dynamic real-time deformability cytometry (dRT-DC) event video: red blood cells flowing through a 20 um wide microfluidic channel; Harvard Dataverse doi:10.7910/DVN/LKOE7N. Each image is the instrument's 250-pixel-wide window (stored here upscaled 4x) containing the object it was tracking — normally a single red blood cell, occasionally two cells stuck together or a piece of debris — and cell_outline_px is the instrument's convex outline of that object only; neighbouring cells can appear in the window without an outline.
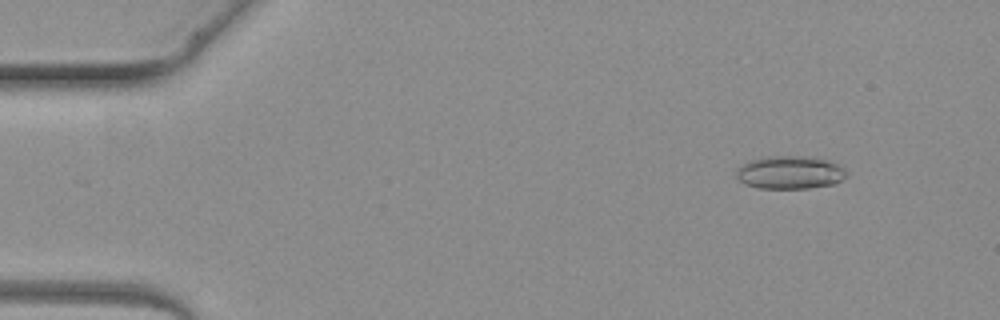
{"species": "common noctule bat (a hibernating species)", "species_latin": "Nyctalus noctula", "temperature_condition": "warm", "stored_images_in_passage": 4, "camera_frame_rate_fps": 3000, "um_per_image_px": 0.085, "animal": {"sex": "female", "body_mass_g": 19.3, "forearm_length_mm": 54.1}, "frame": {"image": 1, "passage_image": 2, "time_ms": 1.0, "image_size_px": [1000, 320], "cell_outline_px": [[848, 176], [832, 184], [808, 188], [760, 188], [744, 184], [736, 176], [736, 172], [748, 160], [764, 156], [804, 156], [824, 160], [840, 164], [848, 172]], "centroid_in_image_um": [67.15, 14.65], "position_along_channel_um": 17.8, "area_um2": 21.15}}
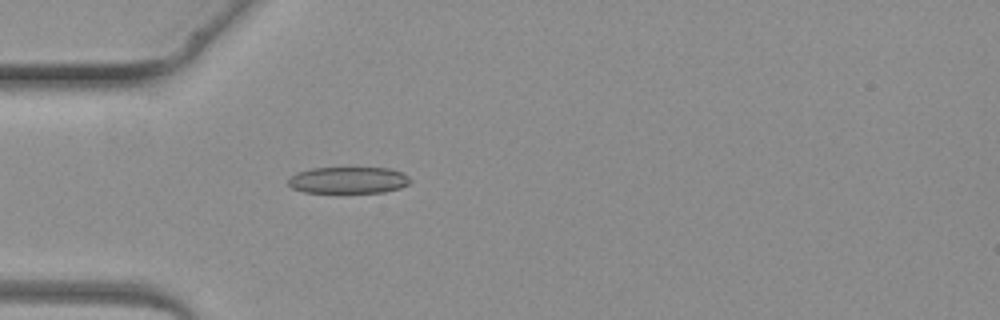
{"frame": {"image": 2, "passage_image": 4, "time_ms": 3.667, "image_size_px": [1000, 320], "cell_outline_px": [[412, 180], [408, 184], [400, 188], [384, 192], [304, 192], [292, 188], [288, 184], [288, 180], [296, 172], [312, 168], [388, 168], [400, 172], [408, 176]], "centroid_in_image_um": [29.6, 15.31], "position_along_channel_um": 55.4, "area_um2": 18.79}}